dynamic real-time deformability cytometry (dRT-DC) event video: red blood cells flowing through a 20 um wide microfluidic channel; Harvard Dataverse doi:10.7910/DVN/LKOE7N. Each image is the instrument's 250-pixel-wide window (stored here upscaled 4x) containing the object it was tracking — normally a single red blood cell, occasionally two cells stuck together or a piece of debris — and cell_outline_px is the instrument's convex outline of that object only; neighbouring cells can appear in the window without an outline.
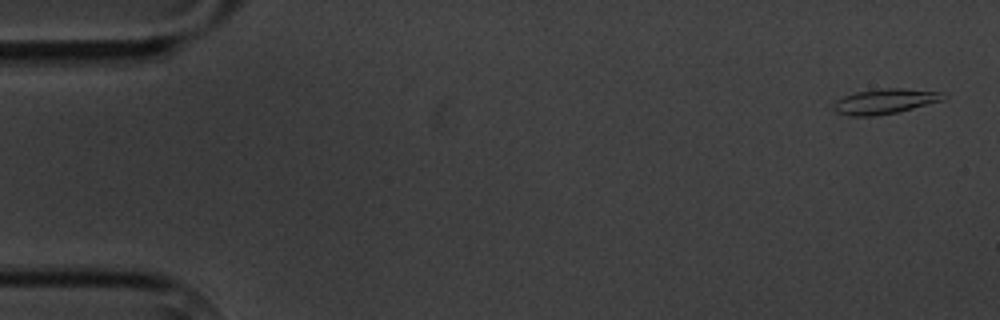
{"species": "common noctule bat (a hibernating species)", "species_latin": "Nyctalus noctula", "temperature_condition": "cold", "stored_images_in_passage": 8, "camera_frame_rate_fps": 3000, "um_per_image_px": 0.085, "animal": {"sex": "male", "body_mass_g": 20.1, "forearm_length_mm": 53.5}, "frame": {"image": 1, "passage_image": 1, "time_ms": 0.0, "image_size_px": [1000, 320], "cell_outline_px": [[948, 96], [944, 100], [896, 112], [876, 116], [848, 116], [836, 112], [832, 108], [836, 100], [844, 96], [856, 92], [884, 88], [904, 88], [940, 92]], "centroid_in_image_um": [75.21, 8.61], "position_along_channel_um": 9.8, "area_um2": 16.01}}
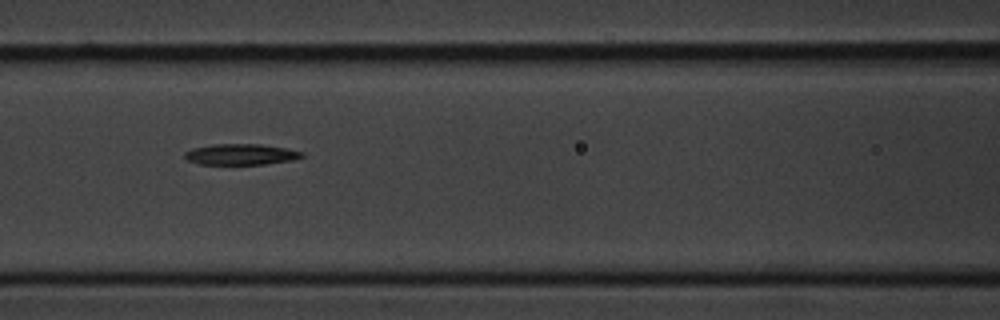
{"frame": {"image": 2, "passage_image": 7, "time_ms": 7.667, "image_size_px": [1000, 320], "cell_outline_px": [[304, 156], [292, 160], [264, 164], [200, 164], [188, 160], [184, 156], [184, 152], [192, 148], [216, 144], [260, 144], [284, 148], [304, 152]], "centroid_in_image_um": [20.47, 13.12], "position_along_channel_um": 146.1, "area_um2": 14.16}}
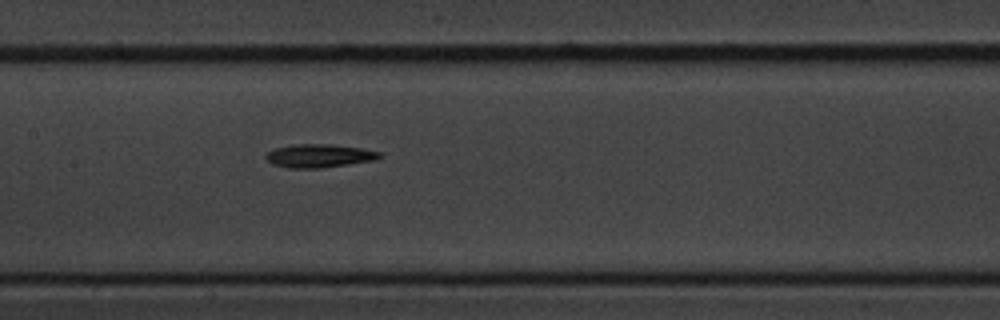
{"frame": {"image": 3, "passage_image": 8, "time_ms": 8.667, "image_size_px": [1000, 320], "cell_outline_px": [[384, 156], [376, 160], [320, 168], [288, 168], [272, 164], [264, 156], [268, 152], [276, 148], [292, 144], [332, 144], [360, 148], [380, 152]], "centroid_in_image_um": [27.14, 13.24], "position_along_channel_um": 180.3, "area_um2": 15.49}}